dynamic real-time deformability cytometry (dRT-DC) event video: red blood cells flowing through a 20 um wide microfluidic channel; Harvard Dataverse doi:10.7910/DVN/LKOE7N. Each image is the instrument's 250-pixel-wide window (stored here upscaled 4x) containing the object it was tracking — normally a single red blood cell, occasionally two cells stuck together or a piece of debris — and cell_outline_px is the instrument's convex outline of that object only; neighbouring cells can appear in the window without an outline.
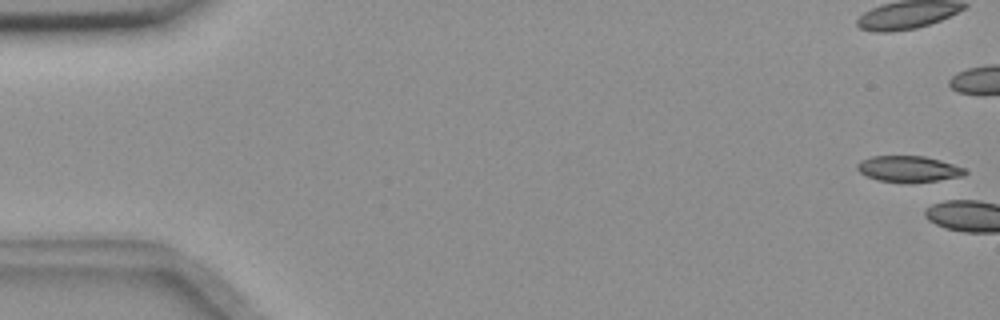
{"species": "common noctule bat (a hibernating species)", "species_latin": "Nyctalus noctula", "temperature_condition": "room temperature", "stored_images_in_passage": 4, "camera_frame_rate_fps": 3000, "um_per_image_px": 0.085, "animal": {"sex": "female", "body_mass_g": 18.4}, "frame": {"image": 1, "passage_image": 1, "time_ms": 0.0, "image_size_px": [1000, 320], "cell_outline_px": [[968, 172], [964, 176], [936, 180], [880, 180], [868, 176], [860, 172], [856, 168], [856, 164], [860, 160], [872, 156], [924, 156], [940, 160], [964, 168]], "centroid_in_image_um": [77.22, 14.31], "position_along_channel_um": 7.8, "area_um2": 15.66}}